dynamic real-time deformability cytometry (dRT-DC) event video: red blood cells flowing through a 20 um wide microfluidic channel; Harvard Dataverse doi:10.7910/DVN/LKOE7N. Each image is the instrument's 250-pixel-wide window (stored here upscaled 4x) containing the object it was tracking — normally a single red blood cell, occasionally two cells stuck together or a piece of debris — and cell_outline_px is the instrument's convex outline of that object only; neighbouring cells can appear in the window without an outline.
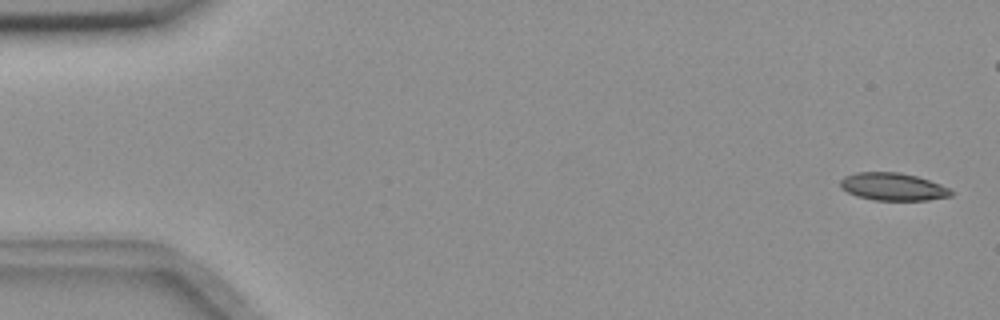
{"species": "common noctule bat (a hibernating species)", "species_latin": "Nyctalus noctula", "temperature_condition": "room temperature", "stored_images_in_passage": 5, "camera_frame_rate_fps": 3000, "um_per_image_px": 0.085, "animal": {"sex": "female", "body_mass_g": 18.4}, "frame": {"image": 1, "passage_image": 1, "time_ms": 0.0, "image_size_px": [1000, 320], "cell_outline_px": [[956, 192], [952, 196], [928, 200], [872, 200], [856, 196], [840, 188], [840, 180], [844, 176], [856, 172], [900, 172], [916, 176], [940, 184]], "centroid_in_image_um": [75.89, 15.87], "position_along_channel_um": 9.1, "area_um2": 17.98}}